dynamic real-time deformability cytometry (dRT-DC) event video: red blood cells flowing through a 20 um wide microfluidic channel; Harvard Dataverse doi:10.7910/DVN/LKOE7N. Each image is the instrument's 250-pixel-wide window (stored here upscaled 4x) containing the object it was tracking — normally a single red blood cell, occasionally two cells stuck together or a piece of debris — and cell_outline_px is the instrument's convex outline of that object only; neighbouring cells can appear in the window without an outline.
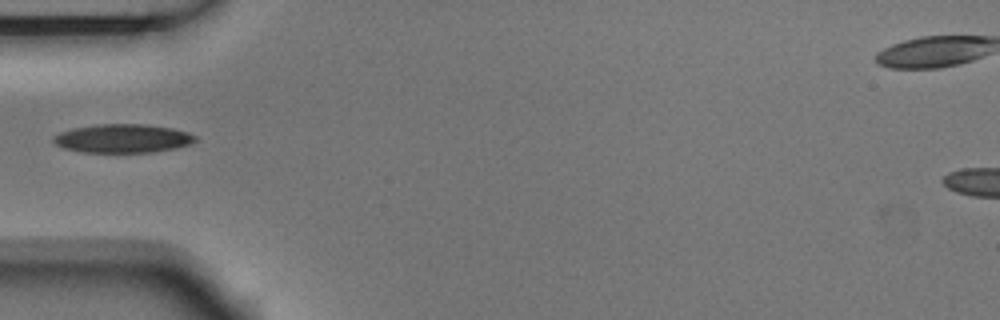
{"species": "Egyptian fruit bat (a non-hibernating species)", "species_latin": "Rousettus aegyptiacus", "temperature_condition": "room temperature", "stored_images_in_passage": 8, "camera_frame_rate_fps": 3000, "um_per_image_px": 0.085, "animal": {"sex": "male"}, "frame": {"image": 1, "passage_image": 4, "time_ms": 1.0, "image_size_px": [1000, 320], "cell_outline_px": [[196, 140], [192, 144], [176, 148], [152, 152], [80, 152], [64, 148], [56, 144], [52, 140], [52, 136], [60, 132], [72, 128], [100, 124], [140, 124], [172, 128], [188, 132], [196, 136]], "centroid_in_image_um": [10.43, 11.77], "position_along_channel_um": 74.6, "area_um2": 23.7}}
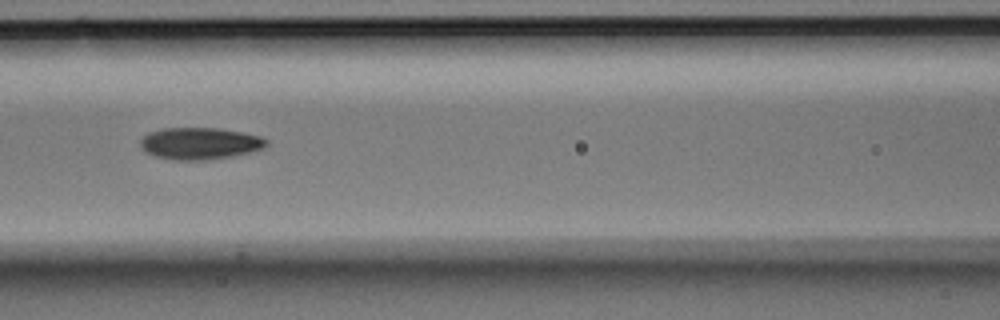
{"frame": {"image": 2, "passage_image": 6, "time_ms": 1.667, "image_size_px": [1000, 320], "cell_outline_px": [[268, 144], [264, 148], [252, 152], [232, 156], [204, 160], [172, 160], [156, 156], [148, 152], [140, 144], [140, 140], [148, 132], [160, 128], [220, 128], [244, 132], [260, 136], [268, 140]], "centroid_in_image_um": [17.03, 12.18], "position_along_channel_um": 149.6, "area_um2": 23.52}}
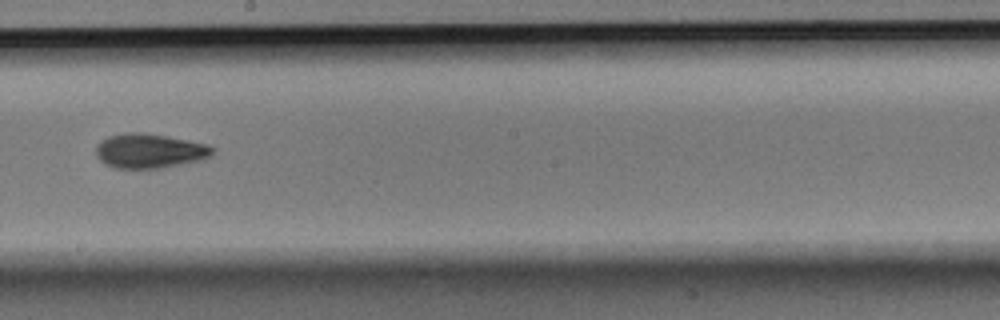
{"frame": {"image": 3, "passage_image": 8, "time_ms": 2.333, "image_size_px": [1000, 320], "cell_outline_px": [[216, 148], [212, 156], [200, 160], [160, 168], [116, 168], [104, 164], [96, 156], [96, 144], [100, 140], [108, 136], [124, 132], [144, 132], [168, 136], [208, 144]], "centroid_in_image_um": [12.7, 12.81], "position_along_channel_um": 235.5, "area_um2": 23.76}}